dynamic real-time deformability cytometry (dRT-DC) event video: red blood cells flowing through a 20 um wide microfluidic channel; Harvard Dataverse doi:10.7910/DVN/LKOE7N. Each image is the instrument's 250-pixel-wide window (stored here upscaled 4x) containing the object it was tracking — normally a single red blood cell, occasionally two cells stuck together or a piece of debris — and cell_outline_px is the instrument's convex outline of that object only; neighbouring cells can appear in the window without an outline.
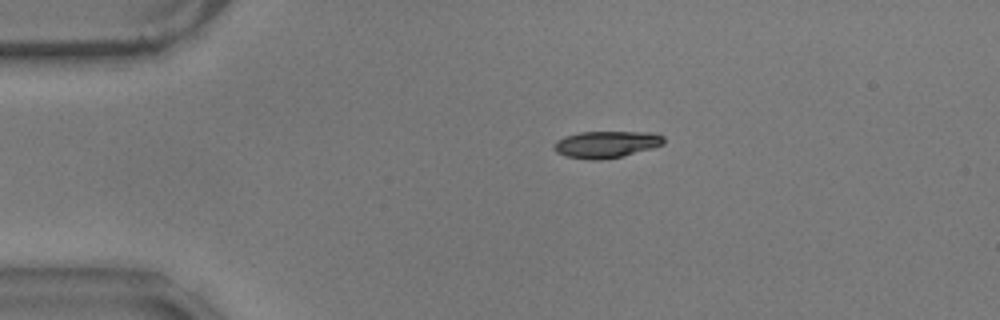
{"species": "common noctule bat (a hibernating species)", "species_latin": "Nyctalus noctula", "temperature_condition": "warm", "stored_images_in_passage": 38, "camera_frame_rate_fps": 3000, "um_per_image_px": 0.085, "animal": {"sex": "male", "body_mass_g": 17.9}, "frame": {"image": 1, "passage_image": 1, "time_ms": 0.0, "image_size_px": [1000, 320], "cell_outline_px": [[664, 144], [652, 148], [620, 156], [600, 160], [592, 160], [568, 156], [556, 152], [552, 148], [552, 144], [556, 140], [564, 136], [580, 132], [652, 132], [664, 136]], "centroid_in_image_um": [51.5, 12.26], "position_along_channel_um": 33.5, "area_um2": 17.11}}
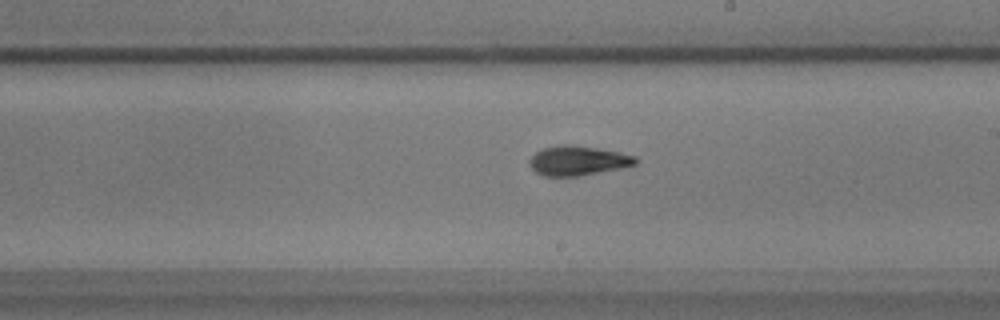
{"frame": {"image": 2, "passage_image": 22, "time_ms": 7.0, "image_size_px": [1000, 320], "cell_outline_px": [[636, 164], [580, 176], [544, 176], [536, 172], [528, 164], [528, 160], [536, 152], [544, 148], [560, 144], [572, 144], [596, 148], [636, 156]], "centroid_in_image_um": [49.05, 13.65], "position_along_channel_um": 239.9, "area_um2": 18.03}}
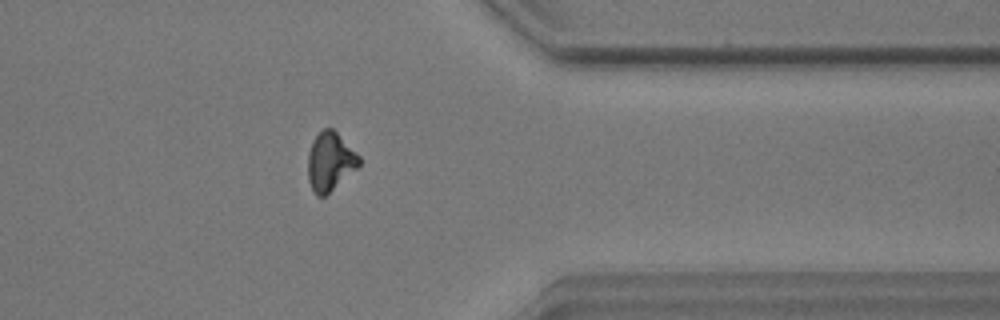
{"frame": {"image": 3, "passage_image": 35, "time_ms": 11.333, "image_size_px": [1000, 320], "cell_outline_px": [[360, 164], [356, 168], [324, 196], [316, 196], [308, 180], [308, 152], [312, 140], [324, 128], [332, 128], [360, 156]], "centroid_in_image_um": [28.03, 13.71], "position_along_channel_um": 383.4, "area_um2": 17.11}, "authors_computed_cell_mechanics": {"area_um2": 17.7735, "velocity_mm_per_s": 3.5626, "shape_relaxation_time_tau1_ms": 3.0439, "shape_relaxation_time_tau2_ms": 5.1458, "deformation_change_tau1": 0.1414, "deformation_change_tau2": 0.1109}}